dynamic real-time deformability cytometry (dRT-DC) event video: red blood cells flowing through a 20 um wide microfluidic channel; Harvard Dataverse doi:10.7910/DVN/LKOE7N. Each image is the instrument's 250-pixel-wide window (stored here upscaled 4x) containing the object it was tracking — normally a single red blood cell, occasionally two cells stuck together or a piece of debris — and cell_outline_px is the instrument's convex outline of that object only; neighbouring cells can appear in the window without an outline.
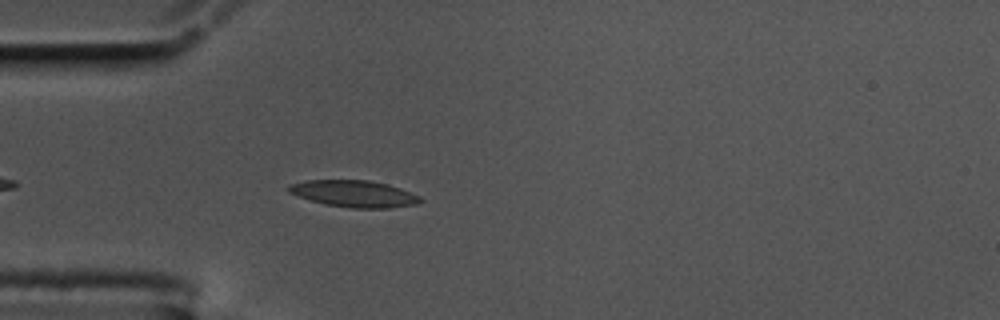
{"species": "common noctule bat (a hibernating species)", "species_latin": "Nyctalus noctula", "temperature_condition": "cold", "stored_images_in_passage": 46, "camera_frame_rate_fps": 3000, "um_per_image_px": 0.085, "animal": {"sex": "male", "body_mass_g": 17.5, "forearm_length_mm": 52.3}, "frame": {"image": 1, "passage_image": 7, "time_ms": 2.0, "image_size_px": [1000, 320], "cell_outline_px": [[424, 200], [420, 204], [388, 208], [348, 208], [324, 204], [288, 192], [284, 188], [288, 184], [304, 180], [368, 180], [388, 184], [400, 188], [420, 196]], "centroid_in_image_um": [30.1, 16.46], "position_along_channel_um": 54.9, "area_um2": 20.75}}
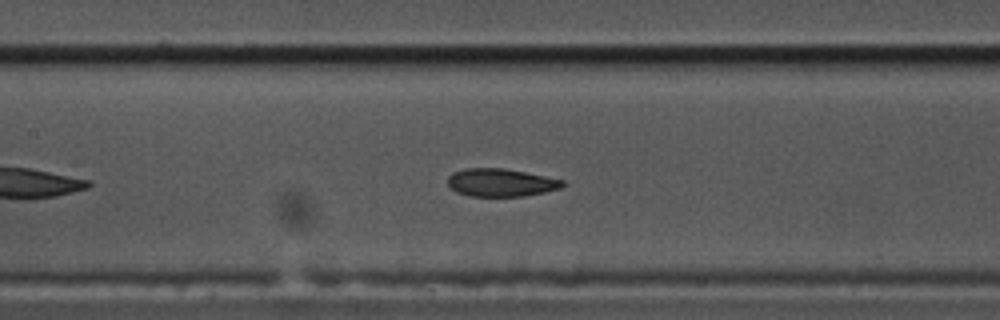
{"frame": {"image": 2, "passage_image": 17, "time_ms": 5.333, "image_size_px": [1000, 320], "cell_outline_px": [[564, 184], [560, 188], [544, 192], [524, 196], [468, 196], [456, 192], [448, 184], [448, 176], [452, 172], [464, 168], [504, 168], [564, 180]], "centroid_in_image_um": [42.53, 15.51], "position_along_channel_um": 164.9, "area_um2": 18.61}}
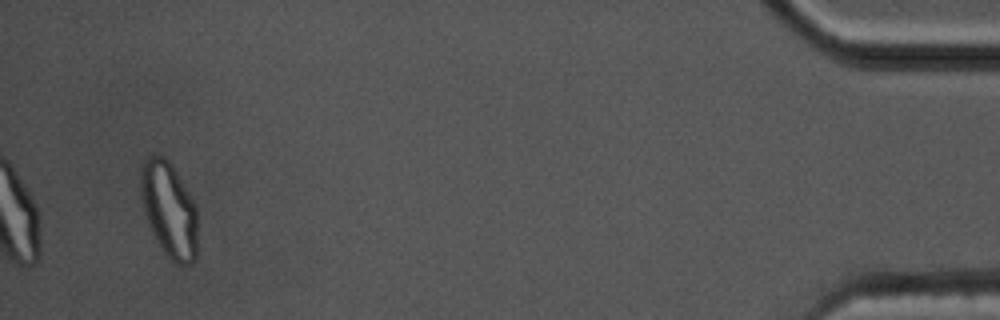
{"frame": {"image": 3, "passage_image": 46, "time_ms": 15.0, "image_size_px": [1000, 320], "cell_outline_px": [[196, 260], [192, 264], [180, 268], [164, 252], [152, 232], [148, 224], [144, 212], [140, 196], [140, 168], [144, 160], [148, 156], [156, 152], [164, 156], [168, 160], [196, 204]], "centroid_in_image_um": [14.35, 17.82], "position_along_channel_um": 420.8, "area_um2": 31.96}, "authors_computed_cell_mechanics": {"area_um2": 19.9121, "velocity_mm_per_s": 3.4674, "shape_relaxation_time_tau1_ms": null, "shape_relaxation_time_tau2_ms": 1.9582, "deformation_change_tau1": null, "deformation_change_tau2": 0.0782}}